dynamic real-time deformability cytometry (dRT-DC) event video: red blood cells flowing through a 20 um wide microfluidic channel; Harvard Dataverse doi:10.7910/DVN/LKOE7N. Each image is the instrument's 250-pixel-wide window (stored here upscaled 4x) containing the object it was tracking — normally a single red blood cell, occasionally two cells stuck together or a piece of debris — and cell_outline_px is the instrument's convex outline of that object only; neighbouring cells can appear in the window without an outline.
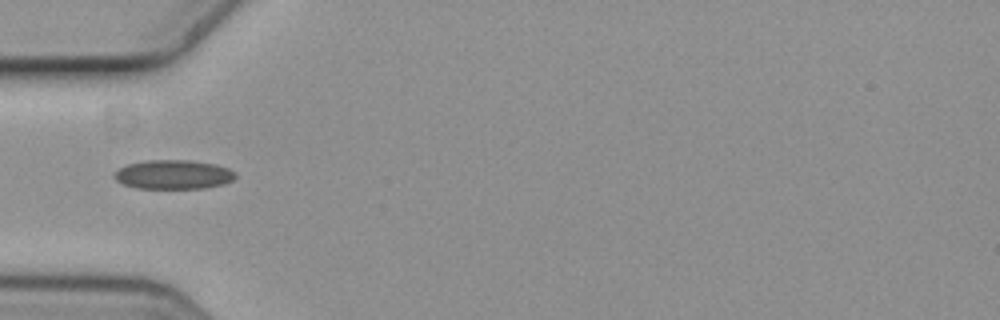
{"species": "common noctule bat (a hibernating species)", "species_latin": "Nyctalus noctula", "temperature_condition": "cold", "stored_images_in_passage": 2, "camera_frame_rate_fps": 3000, "um_per_image_px": 0.085, "animal": {"sex": "female", "body_mass_g": 19.3, "forearm_length_mm": 54.1}, "frame": {"image": 1, "passage_image": 1, "time_ms": 0.0, "image_size_px": [1000, 320], "cell_outline_px": [[236, 176], [232, 180], [224, 184], [204, 188], [136, 188], [124, 184], [116, 180], [112, 176], [120, 168], [128, 164], [148, 160], [192, 160], [216, 164], [228, 168], [236, 172]], "centroid_in_image_um": [14.77, 14.83], "position_along_channel_um": 70.2, "area_um2": 20.58}}
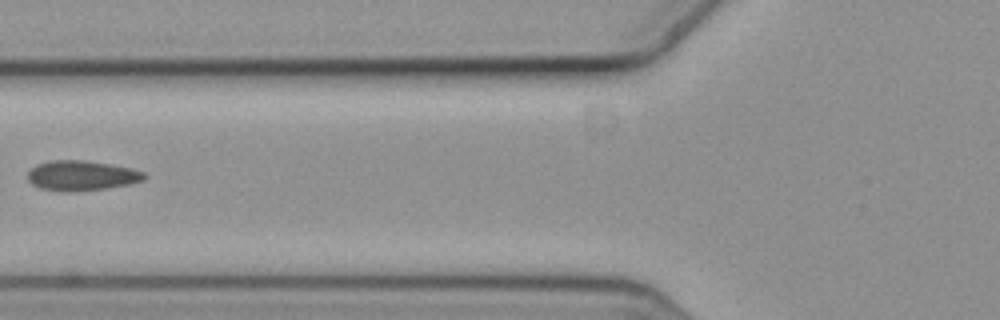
{"frame": {"image": 2, "passage_image": 2, "time_ms": 0.333, "image_size_px": [1000, 320], "cell_outline_px": [[148, 176], [144, 180], [132, 184], [108, 188], [76, 192], [60, 192], [40, 188], [32, 184], [28, 180], [28, 172], [36, 164], [52, 160], [84, 160], [112, 164], [132, 168], [144, 172]], "centroid_in_image_um": [6.97, 14.93], "position_along_channel_um": 118.8, "area_um2": 20.81}}